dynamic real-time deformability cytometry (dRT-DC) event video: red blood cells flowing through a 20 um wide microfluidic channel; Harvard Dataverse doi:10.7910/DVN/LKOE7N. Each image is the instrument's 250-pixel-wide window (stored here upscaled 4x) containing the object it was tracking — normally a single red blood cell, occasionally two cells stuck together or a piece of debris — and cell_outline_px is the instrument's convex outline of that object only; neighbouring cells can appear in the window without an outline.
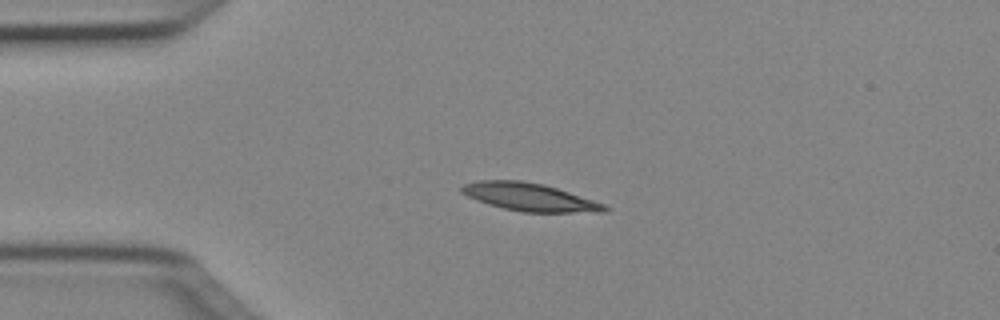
{"species": "Egyptian fruit bat (a non-hibernating species)", "species_latin": "Rousettus aegyptiacus", "temperature_condition": "cold", "stored_images_in_passage": 39, "camera_frame_rate_fps": 3000, "um_per_image_px": 0.085, "animal": {"sex": "female"}, "frame": {"image": 1, "passage_image": 1, "time_ms": 0.0, "image_size_px": [1000, 320], "cell_outline_px": [[612, 208], [604, 212], [524, 212], [504, 208], [488, 204], [476, 200], [460, 192], [460, 188], [464, 184], [476, 180], [520, 180], [544, 184], [604, 204]], "centroid_in_image_um": [44.98, 16.74], "position_along_channel_um": 40.0, "area_um2": 23.06}}
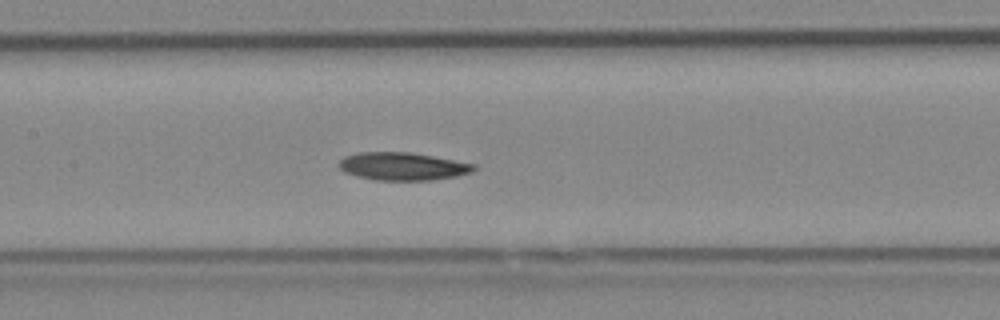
{"frame": {"image": 2, "passage_image": 13, "time_ms": 4.0, "image_size_px": [1000, 320], "cell_outline_px": [[476, 168], [472, 172], [456, 176], [432, 180], [376, 180], [356, 176], [344, 172], [336, 164], [344, 156], [356, 152], [408, 152], [432, 156], [476, 164]], "centroid_in_image_um": [34.19, 14.13], "position_along_channel_um": 173.2, "area_um2": 21.96}}
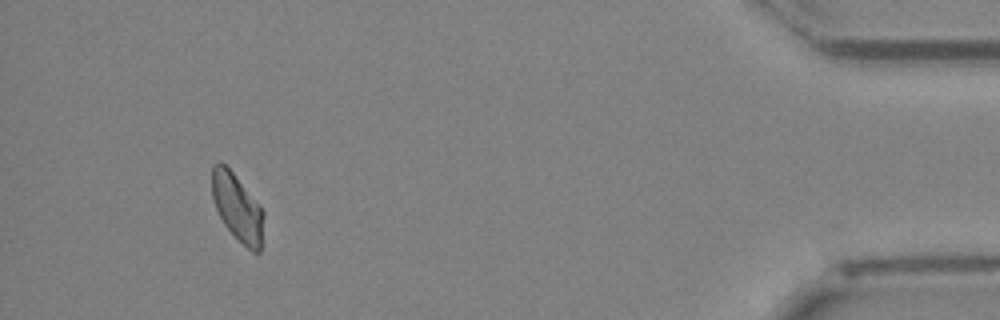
{"frame": {"image": 3, "passage_image": 36, "time_ms": 11.667, "image_size_px": [1000, 320], "cell_outline_px": [[264, 216], [260, 252], [256, 256], [224, 224], [216, 208], [212, 196], [212, 168], [220, 160], [232, 172], [260, 204], [264, 212]], "centroid_in_image_um": [20.2, 17.64], "position_along_channel_um": 415.0, "area_um2": 20.0}}